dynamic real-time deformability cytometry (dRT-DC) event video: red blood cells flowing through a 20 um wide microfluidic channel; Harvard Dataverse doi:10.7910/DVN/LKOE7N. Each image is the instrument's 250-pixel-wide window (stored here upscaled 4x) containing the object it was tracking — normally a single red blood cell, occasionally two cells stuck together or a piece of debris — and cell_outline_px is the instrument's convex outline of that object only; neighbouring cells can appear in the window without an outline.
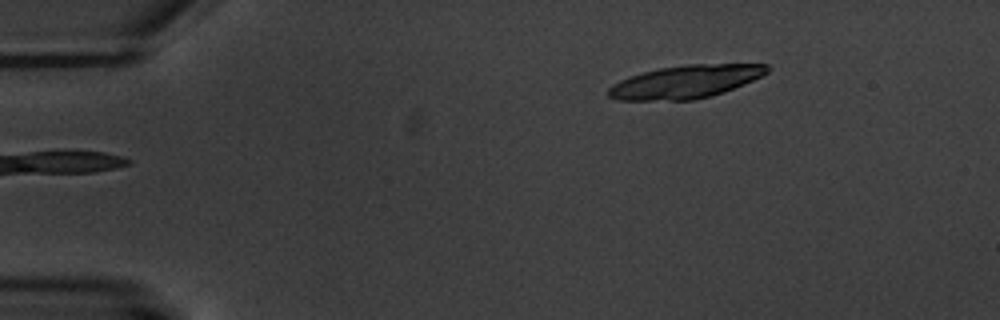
{"species": "common noctule bat (a hibernating species)", "species_latin": "Nyctalus noctula", "temperature_condition": "warm", "stored_images_in_passage": 5, "camera_frame_rate_fps": 3000, "um_per_image_px": 0.085, "animal": {"sex": "male", "body_mass_g": 20.1, "forearm_length_mm": 53.5}, "frame": {"image": 1, "passage_image": 1, "time_ms": 0.0, "image_size_px": [1000, 320], "cell_outline_px": [[772, 68], [768, 72], [752, 80], [724, 92], [692, 100], [620, 100], [608, 96], [608, 88], [612, 84], [628, 76], [656, 68], [688, 64], [768, 64]], "centroid_in_image_um": [58.24, 6.94], "position_along_channel_um": 26.8, "area_um2": 30.46}}
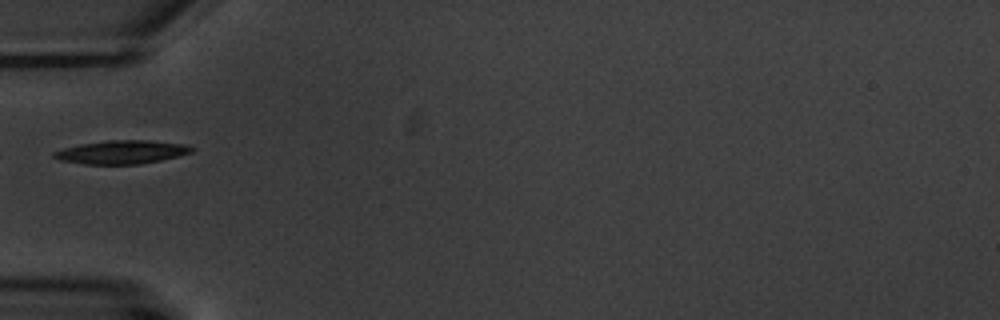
{"frame": {"image": 2, "passage_image": 4, "time_ms": 3.667, "image_size_px": [1000, 320], "cell_outline_px": [[196, 148], [192, 152], [180, 156], [140, 164], [84, 164], [60, 160], [52, 156], [52, 152], [64, 148], [80, 144], [108, 140], [148, 140], [188, 144]], "centroid_in_image_um": [10.39, 12.92], "position_along_channel_um": 74.6, "area_um2": 18.96}}